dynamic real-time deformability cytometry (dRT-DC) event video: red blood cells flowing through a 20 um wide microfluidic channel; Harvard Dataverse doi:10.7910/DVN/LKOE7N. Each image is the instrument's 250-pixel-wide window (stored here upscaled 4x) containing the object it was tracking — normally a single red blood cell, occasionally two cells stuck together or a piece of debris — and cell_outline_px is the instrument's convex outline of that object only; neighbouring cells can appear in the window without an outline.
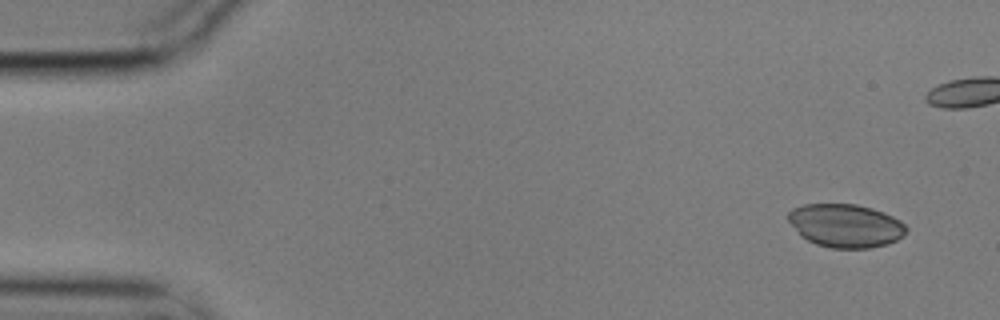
{"species": "common noctule bat (a hibernating species)", "species_latin": "Nyctalus noctula", "temperature_condition": "cold", "stored_images_in_passage": 46, "camera_frame_rate_fps": 3000, "um_per_image_px": 0.085, "animal": {"sex": "male", "body_mass_g": 17.9}, "frame": {"image": 1, "passage_image": 3, "time_ms": 0.667, "image_size_px": [1000, 320], "cell_outline_px": [[908, 228], [904, 236], [888, 244], [868, 248], [832, 248], [816, 244], [800, 236], [788, 220], [788, 212], [792, 208], [804, 204], [856, 204], [872, 208], [884, 212], [900, 220]], "centroid_in_image_um": [71.88, 19.17], "position_along_channel_um": 13.1, "area_um2": 29.94}}
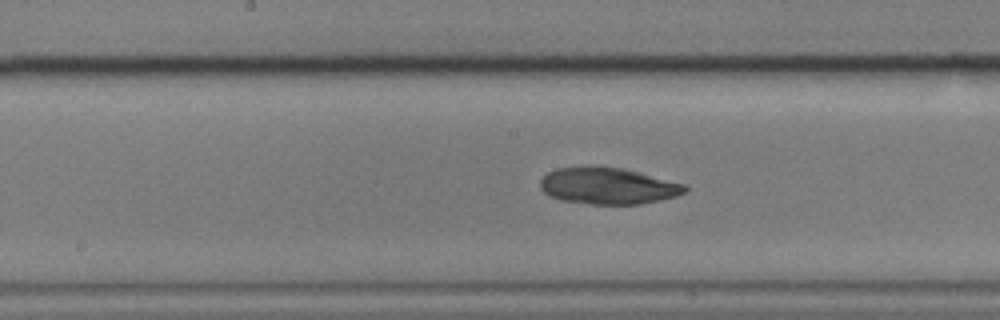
{"frame": {"image": 2, "passage_image": 28, "time_ms": 9.0, "image_size_px": [1000, 320], "cell_outline_px": [[688, 188], [684, 192], [676, 196], [660, 200], [640, 204], [588, 204], [560, 200], [548, 196], [540, 188], [540, 180], [548, 172], [556, 168], [588, 164], [620, 168], [684, 184]], "centroid_in_image_um": [51.59, 15.79], "position_along_channel_um": 196.6, "area_um2": 31.04}}
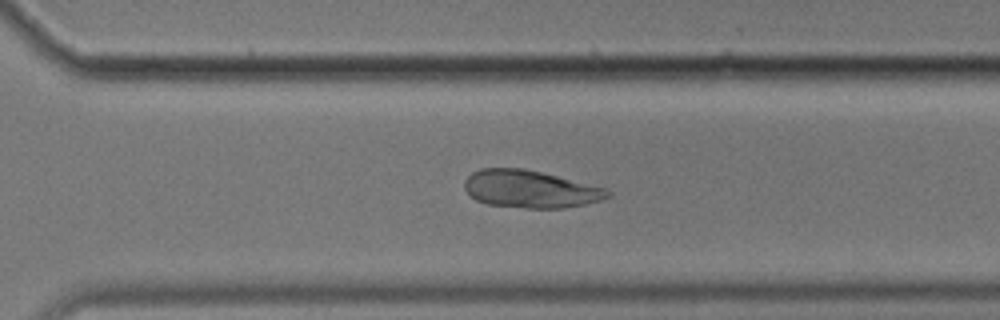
{"frame": {"image": 3, "passage_image": 39, "time_ms": 12.667, "image_size_px": [1000, 320], "cell_outline_px": [[612, 196], [600, 200], [584, 204], [564, 208], [528, 208], [488, 204], [476, 200], [464, 188], [464, 180], [472, 172], [480, 168], [520, 168], [540, 172], [608, 188], [612, 192]], "centroid_in_image_um": [45.09, 16.07], "position_along_channel_um": 325.5, "area_um2": 31.21}}